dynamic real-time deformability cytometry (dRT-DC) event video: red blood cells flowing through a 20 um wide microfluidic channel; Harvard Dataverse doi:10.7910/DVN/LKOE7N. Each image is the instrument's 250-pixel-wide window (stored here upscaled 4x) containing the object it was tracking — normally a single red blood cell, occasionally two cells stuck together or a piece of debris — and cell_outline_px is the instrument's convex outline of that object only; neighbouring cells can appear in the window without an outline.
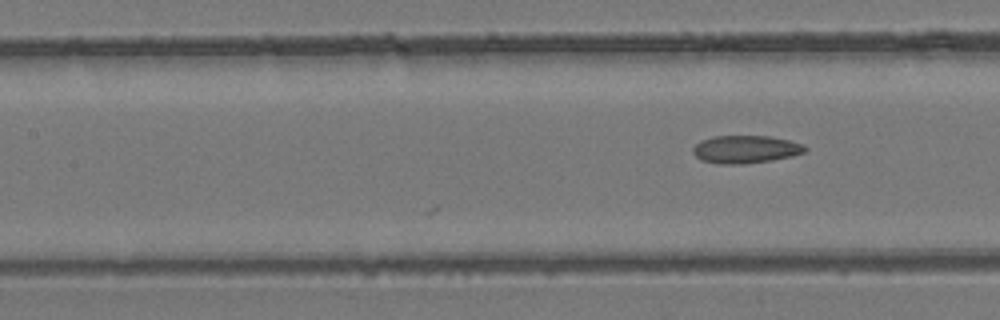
{"species": "common noctule bat (a hibernating species)", "species_latin": "Nyctalus noctula", "temperature_condition": "room temperature", "stored_images_in_passage": 15, "camera_frame_rate_fps": 3000, "um_per_image_px": 0.085, "animal": {"sex": "female", "body_mass_g": 24.6, "forearm_length_mm": 56.2}, "frame": {"image": 1, "passage_image": 15, "time_ms": 4.667, "image_size_px": [1000, 320], "cell_outline_px": [[808, 148], [804, 152], [792, 156], [772, 160], [744, 164], [716, 164], [700, 160], [692, 152], [692, 148], [700, 140], [712, 136], [772, 136], [804, 144]], "centroid_in_image_um": [63.35, 12.69], "position_along_channel_um": 144.0, "area_um2": 18.38}}